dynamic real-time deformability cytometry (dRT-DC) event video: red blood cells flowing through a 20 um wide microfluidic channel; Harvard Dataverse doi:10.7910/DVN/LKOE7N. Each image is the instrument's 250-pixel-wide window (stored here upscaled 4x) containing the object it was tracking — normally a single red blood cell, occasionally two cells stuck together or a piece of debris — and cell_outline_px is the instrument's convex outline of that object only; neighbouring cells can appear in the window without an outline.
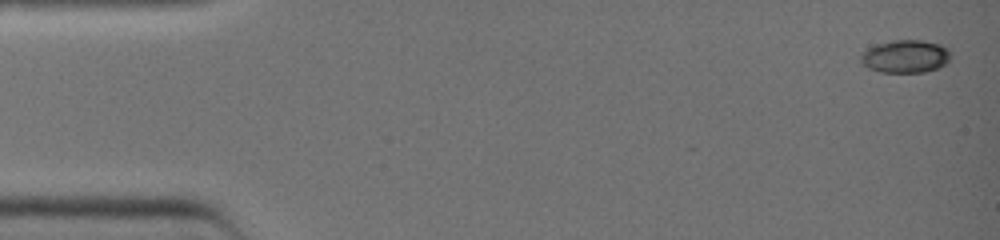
{"species": "common noctule bat (a hibernating species)", "species_latin": "Nyctalus noctula", "temperature_condition": "warm", "stored_images_in_passage": 16, "camera_frame_rate_fps": 3000, "um_per_image_px": 0.085, "animal": {"sex": "female", "body_mass_g": 19.0, "forearm_length_mm": 51.5}, "frame": {"image": 1, "passage_image": 1, "time_ms": 0.0, "image_size_px": [1000, 240], "cell_outline_px": [[948, 60], [944, 64], [936, 68], [924, 72], [880, 72], [868, 68], [860, 60], [860, 56], [868, 48], [876, 44], [892, 40], [924, 40], [940, 44], [948, 48]], "centroid_in_image_um": [76.93, 4.78], "position_along_channel_um": 8.1, "area_um2": 17.05}}
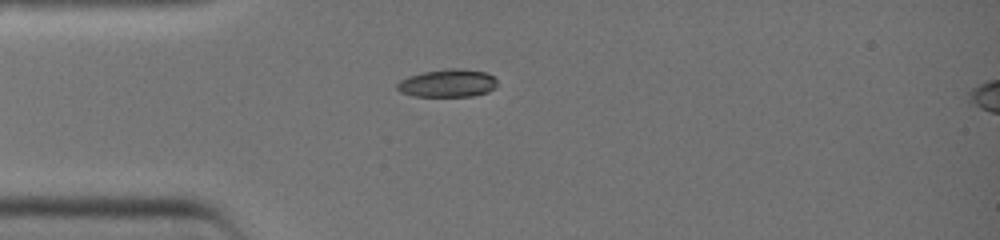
{"frame": {"image": 2, "passage_image": 11, "time_ms": 3.333, "image_size_px": [1000, 240], "cell_outline_px": [[496, 84], [488, 92], [472, 96], [412, 96], [400, 92], [396, 88], [396, 84], [400, 80], [408, 76], [424, 72], [448, 68], [464, 68], [484, 72], [492, 76], [496, 80]], "centroid_in_image_um": [38.0, 7.07], "position_along_channel_um": 47.0, "area_um2": 16.24}}